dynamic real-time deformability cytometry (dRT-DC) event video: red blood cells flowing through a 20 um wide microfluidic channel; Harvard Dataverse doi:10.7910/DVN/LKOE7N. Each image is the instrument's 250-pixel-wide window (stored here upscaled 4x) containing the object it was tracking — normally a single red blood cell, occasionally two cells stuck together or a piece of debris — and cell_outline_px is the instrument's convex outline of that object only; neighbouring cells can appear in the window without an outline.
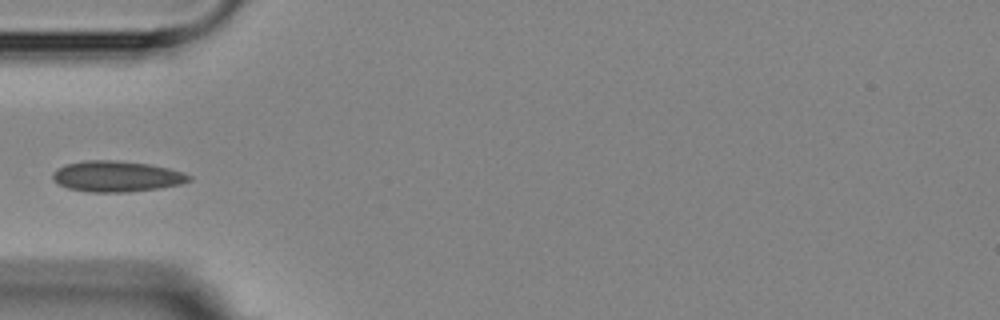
{"species": "Egyptian fruit bat (a non-hibernating species)", "species_latin": "Rousettus aegyptiacus", "temperature_condition": "room temperature", "stored_images_in_passage": 8, "camera_frame_rate_fps": 3000, "um_per_image_px": 0.085, "animal": {"sex": "female"}, "frame": {"image": 1, "passage_image": 5, "time_ms": 4.333, "image_size_px": [1000, 320], "cell_outline_px": [[192, 180], [180, 184], [160, 188], [128, 192], [88, 192], [68, 188], [52, 180], [52, 172], [56, 168], [68, 164], [84, 160], [116, 160], [148, 164], [168, 168], [192, 176]], "centroid_in_image_um": [9.89, 14.99], "position_along_channel_um": 75.1, "area_um2": 24.51}}
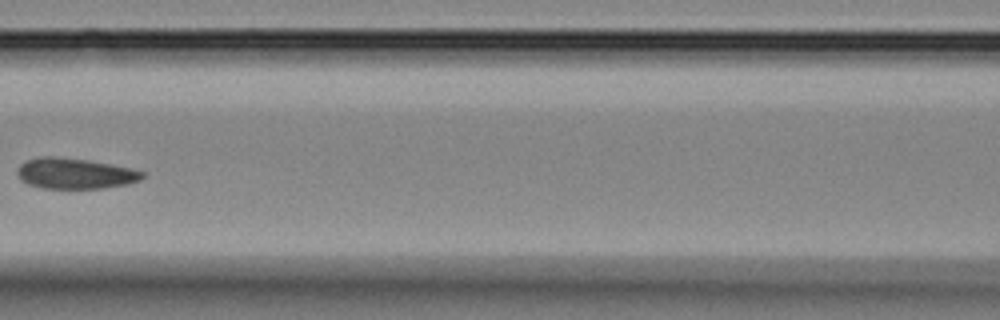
{"frame": {"image": 2, "passage_image": 7, "time_ms": 6.667, "image_size_px": [1000, 320], "cell_outline_px": [[144, 176], [140, 180], [128, 184], [104, 188], [44, 188], [28, 184], [20, 180], [16, 172], [20, 164], [28, 160], [40, 156], [56, 156], [88, 160], [112, 164], [132, 168], [144, 172]], "centroid_in_image_um": [6.38, 14.74], "position_along_channel_um": 160.2, "area_um2": 22.48}}
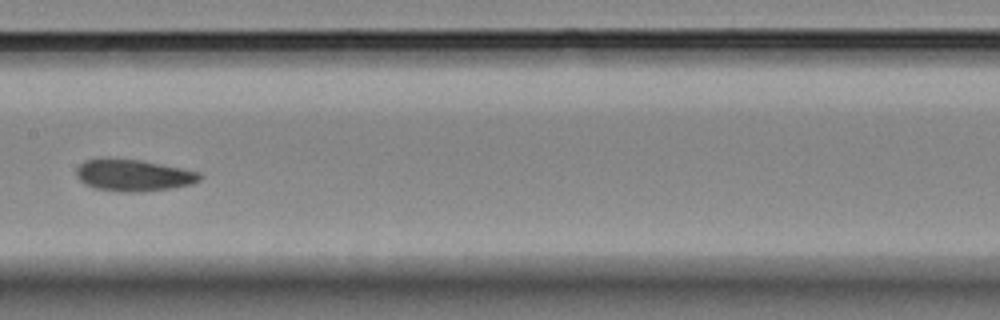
{"frame": {"image": 3, "passage_image": 8, "time_ms": 7.667, "image_size_px": [1000, 320], "cell_outline_px": [[204, 176], [200, 180], [192, 184], [168, 188], [140, 192], [124, 192], [92, 188], [84, 184], [76, 176], [76, 168], [84, 160], [140, 160], [200, 172]], "centroid_in_image_um": [11.35, 14.92], "position_along_channel_um": 196.1, "area_um2": 22.43}}